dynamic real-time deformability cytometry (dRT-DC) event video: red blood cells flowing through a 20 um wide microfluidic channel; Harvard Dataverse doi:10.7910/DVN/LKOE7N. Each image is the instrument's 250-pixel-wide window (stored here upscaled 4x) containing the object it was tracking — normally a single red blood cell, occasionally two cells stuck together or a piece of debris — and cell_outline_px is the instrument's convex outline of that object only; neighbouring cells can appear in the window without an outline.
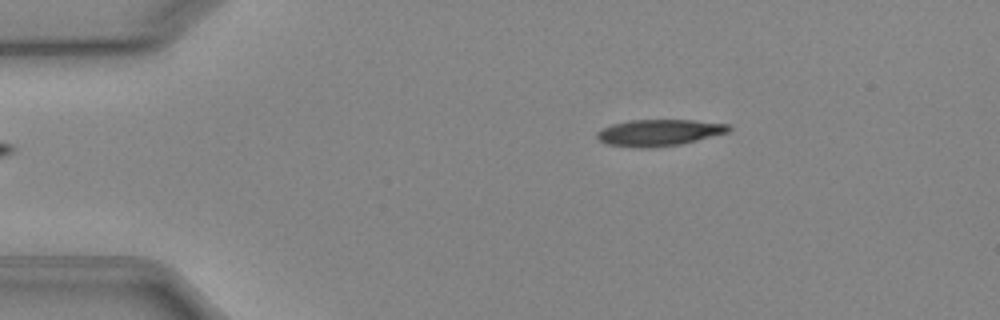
{"species": "Egyptian fruit bat (a non-hibernating species)", "species_latin": "Rousettus aegyptiacus", "temperature_condition": "cold", "stored_images_in_passage": 3, "camera_frame_rate_fps": 3000, "um_per_image_px": 0.085, "animal": {"sex": "female"}, "frame": {"image": 1, "passage_image": 3, "time_ms": 2.333, "image_size_px": [1000, 320], "cell_outline_px": [[732, 128], [728, 132], [680, 144], [644, 148], [640, 148], [608, 144], [600, 140], [596, 136], [596, 132], [612, 124], [628, 120], [692, 120], [728, 124]], "centroid_in_image_um": [56.01, 11.26], "position_along_channel_um": 29.0, "area_um2": 20.06}}